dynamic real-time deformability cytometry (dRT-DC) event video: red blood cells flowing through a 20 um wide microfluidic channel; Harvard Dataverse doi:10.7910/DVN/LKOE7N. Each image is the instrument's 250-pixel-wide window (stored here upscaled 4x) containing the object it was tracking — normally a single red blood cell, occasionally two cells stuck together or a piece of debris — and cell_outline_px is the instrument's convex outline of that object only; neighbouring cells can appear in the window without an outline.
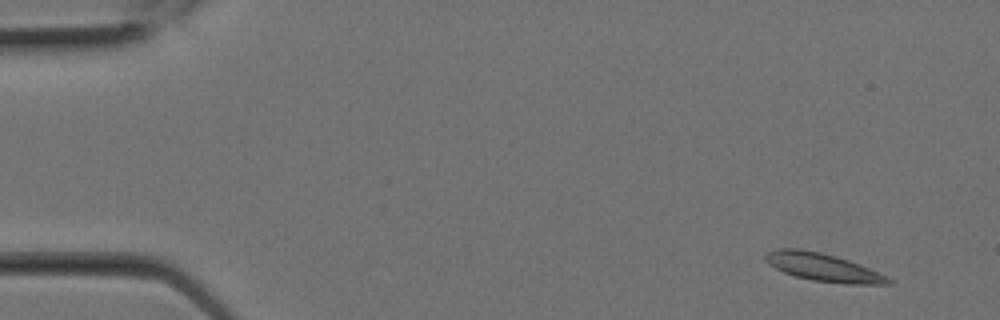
{"species": "Egyptian fruit bat (a non-hibernating species)", "species_latin": "Rousettus aegyptiacus", "temperature_condition": "room temperature", "stored_images_in_passage": 1, "camera_frame_rate_fps": 3000, "um_per_image_px": 0.085, "animal": {"sex": "female"}, "frame": {"image": 1, "passage_image": 1, "time_ms": 0.0, "image_size_px": [1000, 320], "cell_outline_px": [[892, 284], [848, 284], [812, 280], [796, 276], [784, 272], [768, 264], [764, 260], [764, 256], [768, 252], [776, 248], [796, 248], [820, 252], [848, 260], [860, 264], [892, 280]], "centroid_in_image_um": [69.91, 22.71], "position_along_channel_um": 15.1, "area_um2": 19.71}}